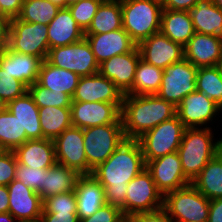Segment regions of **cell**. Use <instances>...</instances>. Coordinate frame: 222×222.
Instances as JSON below:
<instances>
[{"mask_svg":"<svg viewBox=\"0 0 222 222\" xmlns=\"http://www.w3.org/2000/svg\"><path fill=\"white\" fill-rule=\"evenodd\" d=\"M146 168L137 139H126L113 154L92 170L91 175L103 186L106 204L124 214L128 183Z\"/></svg>","mask_w":222,"mask_h":222,"instance_id":"1","label":"cell"},{"mask_svg":"<svg viewBox=\"0 0 222 222\" xmlns=\"http://www.w3.org/2000/svg\"><path fill=\"white\" fill-rule=\"evenodd\" d=\"M176 115V107L157 94H125L121 119L126 139H137L146 131Z\"/></svg>","mask_w":222,"mask_h":222,"instance_id":"2","label":"cell"},{"mask_svg":"<svg viewBox=\"0 0 222 222\" xmlns=\"http://www.w3.org/2000/svg\"><path fill=\"white\" fill-rule=\"evenodd\" d=\"M209 127L186 128L178 155L184 175L192 181L207 163L222 151V139L213 143Z\"/></svg>","mask_w":222,"mask_h":222,"instance_id":"3","label":"cell"},{"mask_svg":"<svg viewBox=\"0 0 222 222\" xmlns=\"http://www.w3.org/2000/svg\"><path fill=\"white\" fill-rule=\"evenodd\" d=\"M162 10L157 0H121L122 26L136 45L160 31Z\"/></svg>","mask_w":222,"mask_h":222,"instance_id":"4","label":"cell"},{"mask_svg":"<svg viewBox=\"0 0 222 222\" xmlns=\"http://www.w3.org/2000/svg\"><path fill=\"white\" fill-rule=\"evenodd\" d=\"M84 150L87 159V175L106 161L126 140L123 123H110L83 129Z\"/></svg>","mask_w":222,"mask_h":222,"instance_id":"5","label":"cell"},{"mask_svg":"<svg viewBox=\"0 0 222 222\" xmlns=\"http://www.w3.org/2000/svg\"><path fill=\"white\" fill-rule=\"evenodd\" d=\"M209 206L210 200L192 184L166 193L163 199V208L174 222H207Z\"/></svg>","mask_w":222,"mask_h":222,"instance_id":"6","label":"cell"},{"mask_svg":"<svg viewBox=\"0 0 222 222\" xmlns=\"http://www.w3.org/2000/svg\"><path fill=\"white\" fill-rule=\"evenodd\" d=\"M185 129L176 114L137 138L145 163L178 151Z\"/></svg>","mask_w":222,"mask_h":222,"instance_id":"7","label":"cell"},{"mask_svg":"<svg viewBox=\"0 0 222 222\" xmlns=\"http://www.w3.org/2000/svg\"><path fill=\"white\" fill-rule=\"evenodd\" d=\"M7 47L16 53L39 57L42 61L49 52L48 25L10 19Z\"/></svg>","mask_w":222,"mask_h":222,"instance_id":"8","label":"cell"},{"mask_svg":"<svg viewBox=\"0 0 222 222\" xmlns=\"http://www.w3.org/2000/svg\"><path fill=\"white\" fill-rule=\"evenodd\" d=\"M198 68L183 58L163 69L162 82L156 93L165 101L177 107L184 97L196 91Z\"/></svg>","mask_w":222,"mask_h":222,"instance_id":"9","label":"cell"},{"mask_svg":"<svg viewBox=\"0 0 222 222\" xmlns=\"http://www.w3.org/2000/svg\"><path fill=\"white\" fill-rule=\"evenodd\" d=\"M46 60L80 77L97 74L99 70V64L85 38L74 44L50 48Z\"/></svg>","mask_w":222,"mask_h":222,"instance_id":"10","label":"cell"},{"mask_svg":"<svg viewBox=\"0 0 222 222\" xmlns=\"http://www.w3.org/2000/svg\"><path fill=\"white\" fill-rule=\"evenodd\" d=\"M126 191L124 216L127 219L134 214L152 212L163 207L164 196L146 168L128 183Z\"/></svg>","mask_w":222,"mask_h":222,"instance_id":"11","label":"cell"},{"mask_svg":"<svg viewBox=\"0 0 222 222\" xmlns=\"http://www.w3.org/2000/svg\"><path fill=\"white\" fill-rule=\"evenodd\" d=\"M122 103L72 101L71 121L74 127L89 128L110 123H122Z\"/></svg>","mask_w":222,"mask_h":222,"instance_id":"12","label":"cell"},{"mask_svg":"<svg viewBox=\"0 0 222 222\" xmlns=\"http://www.w3.org/2000/svg\"><path fill=\"white\" fill-rule=\"evenodd\" d=\"M146 169L151 173L157 189L163 196L191 184V181L183 173L177 151L148 161Z\"/></svg>","mask_w":222,"mask_h":222,"instance_id":"13","label":"cell"},{"mask_svg":"<svg viewBox=\"0 0 222 222\" xmlns=\"http://www.w3.org/2000/svg\"><path fill=\"white\" fill-rule=\"evenodd\" d=\"M53 141L57 163L75 170L80 175H87L83 129L72 126L65 129Z\"/></svg>","mask_w":222,"mask_h":222,"instance_id":"14","label":"cell"},{"mask_svg":"<svg viewBox=\"0 0 222 222\" xmlns=\"http://www.w3.org/2000/svg\"><path fill=\"white\" fill-rule=\"evenodd\" d=\"M141 59L150 65L165 69L184 58L183 47L161 31L137 45Z\"/></svg>","mask_w":222,"mask_h":222,"instance_id":"15","label":"cell"},{"mask_svg":"<svg viewBox=\"0 0 222 222\" xmlns=\"http://www.w3.org/2000/svg\"><path fill=\"white\" fill-rule=\"evenodd\" d=\"M141 59L138 47L131 52L116 55L99 64L98 73L115 83L123 95H131L136 67Z\"/></svg>","mask_w":222,"mask_h":222,"instance_id":"16","label":"cell"},{"mask_svg":"<svg viewBox=\"0 0 222 222\" xmlns=\"http://www.w3.org/2000/svg\"><path fill=\"white\" fill-rule=\"evenodd\" d=\"M9 193V213L18 221H37L43 211V199L23 182L14 179L7 185Z\"/></svg>","mask_w":222,"mask_h":222,"instance_id":"17","label":"cell"},{"mask_svg":"<svg viewBox=\"0 0 222 222\" xmlns=\"http://www.w3.org/2000/svg\"><path fill=\"white\" fill-rule=\"evenodd\" d=\"M123 97L113 81L97 73L80 77L72 101L122 103Z\"/></svg>","mask_w":222,"mask_h":222,"instance_id":"18","label":"cell"},{"mask_svg":"<svg viewBox=\"0 0 222 222\" xmlns=\"http://www.w3.org/2000/svg\"><path fill=\"white\" fill-rule=\"evenodd\" d=\"M98 64L109 58L131 52L137 45L123 29L102 34H84Z\"/></svg>","mask_w":222,"mask_h":222,"instance_id":"19","label":"cell"},{"mask_svg":"<svg viewBox=\"0 0 222 222\" xmlns=\"http://www.w3.org/2000/svg\"><path fill=\"white\" fill-rule=\"evenodd\" d=\"M220 110L222 109L204 93L195 91L183 98L176 107V114L186 128H195L210 121Z\"/></svg>","mask_w":222,"mask_h":222,"instance_id":"20","label":"cell"},{"mask_svg":"<svg viewBox=\"0 0 222 222\" xmlns=\"http://www.w3.org/2000/svg\"><path fill=\"white\" fill-rule=\"evenodd\" d=\"M184 58L195 67H213L222 59V40L195 32L183 47Z\"/></svg>","mask_w":222,"mask_h":222,"instance_id":"21","label":"cell"},{"mask_svg":"<svg viewBox=\"0 0 222 222\" xmlns=\"http://www.w3.org/2000/svg\"><path fill=\"white\" fill-rule=\"evenodd\" d=\"M42 62L39 57L16 53L8 47L0 51V67L27 87L37 81Z\"/></svg>","mask_w":222,"mask_h":222,"instance_id":"22","label":"cell"},{"mask_svg":"<svg viewBox=\"0 0 222 222\" xmlns=\"http://www.w3.org/2000/svg\"><path fill=\"white\" fill-rule=\"evenodd\" d=\"M17 163L32 168L48 169L57 163L52 139L27 140L14 151Z\"/></svg>","mask_w":222,"mask_h":222,"instance_id":"23","label":"cell"},{"mask_svg":"<svg viewBox=\"0 0 222 222\" xmlns=\"http://www.w3.org/2000/svg\"><path fill=\"white\" fill-rule=\"evenodd\" d=\"M74 192L79 220L93 215L106 203L104 188L92 175H81Z\"/></svg>","mask_w":222,"mask_h":222,"instance_id":"24","label":"cell"},{"mask_svg":"<svg viewBox=\"0 0 222 222\" xmlns=\"http://www.w3.org/2000/svg\"><path fill=\"white\" fill-rule=\"evenodd\" d=\"M84 38L69 8H60L54 19L48 24L49 49L77 43Z\"/></svg>","mask_w":222,"mask_h":222,"instance_id":"25","label":"cell"},{"mask_svg":"<svg viewBox=\"0 0 222 222\" xmlns=\"http://www.w3.org/2000/svg\"><path fill=\"white\" fill-rule=\"evenodd\" d=\"M7 109L16 116L22 131H26L28 140L43 139L39 107L35 104L33 97L28 91L15 100L9 101Z\"/></svg>","mask_w":222,"mask_h":222,"instance_id":"26","label":"cell"},{"mask_svg":"<svg viewBox=\"0 0 222 222\" xmlns=\"http://www.w3.org/2000/svg\"><path fill=\"white\" fill-rule=\"evenodd\" d=\"M194 31L222 40V10L212 0H199L189 11Z\"/></svg>","mask_w":222,"mask_h":222,"instance_id":"27","label":"cell"},{"mask_svg":"<svg viewBox=\"0 0 222 222\" xmlns=\"http://www.w3.org/2000/svg\"><path fill=\"white\" fill-rule=\"evenodd\" d=\"M160 31L175 43L184 47L195 34L188 11L163 9Z\"/></svg>","mask_w":222,"mask_h":222,"instance_id":"28","label":"cell"},{"mask_svg":"<svg viewBox=\"0 0 222 222\" xmlns=\"http://www.w3.org/2000/svg\"><path fill=\"white\" fill-rule=\"evenodd\" d=\"M79 79L78 74L56 67L45 59L40 66L37 82L53 92L62 91L72 98Z\"/></svg>","mask_w":222,"mask_h":222,"instance_id":"29","label":"cell"},{"mask_svg":"<svg viewBox=\"0 0 222 222\" xmlns=\"http://www.w3.org/2000/svg\"><path fill=\"white\" fill-rule=\"evenodd\" d=\"M80 176L75 170L56 163L44 172L43 190L39 195L44 200L60 193L75 191Z\"/></svg>","mask_w":222,"mask_h":222,"instance_id":"30","label":"cell"},{"mask_svg":"<svg viewBox=\"0 0 222 222\" xmlns=\"http://www.w3.org/2000/svg\"><path fill=\"white\" fill-rule=\"evenodd\" d=\"M191 184L209 200L222 198V151H220Z\"/></svg>","mask_w":222,"mask_h":222,"instance_id":"31","label":"cell"},{"mask_svg":"<svg viewBox=\"0 0 222 222\" xmlns=\"http://www.w3.org/2000/svg\"><path fill=\"white\" fill-rule=\"evenodd\" d=\"M121 28V0H104L84 34H102Z\"/></svg>","mask_w":222,"mask_h":222,"instance_id":"32","label":"cell"},{"mask_svg":"<svg viewBox=\"0 0 222 222\" xmlns=\"http://www.w3.org/2000/svg\"><path fill=\"white\" fill-rule=\"evenodd\" d=\"M43 138L54 140L65 129L72 127L70 107H39Z\"/></svg>","mask_w":222,"mask_h":222,"instance_id":"33","label":"cell"},{"mask_svg":"<svg viewBox=\"0 0 222 222\" xmlns=\"http://www.w3.org/2000/svg\"><path fill=\"white\" fill-rule=\"evenodd\" d=\"M163 69L139 60L131 87V95L156 94L161 86Z\"/></svg>","mask_w":222,"mask_h":222,"instance_id":"34","label":"cell"},{"mask_svg":"<svg viewBox=\"0 0 222 222\" xmlns=\"http://www.w3.org/2000/svg\"><path fill=\"white\" fill-rule=\"evenodd\" d=\"M59 10L60 7L49 0H24L17 18L28 23L48 25Z\"/></svg>","mask_w":222,"mask_h":222,"instance_id":"35","label":"cell"},{"mask_svg":"<svg viewBox=\"0 0 222 222\" xmlns=\"http://www.w3.org/2000/svg\"><path fill=\"white\" fill-rule=\"evenodd\" d=\"M26 131H22L21 125L8 109L0 113V143L7 151H14L26 142Z\"/></svg>","mask_w":222,"mask_h":222,"instance_id":"36","label":"cell"},{"mask_svg":"<svg viewBox=\"0 0 222 222\" xmlns=\"http://www.w3.org/2000/svg\"><path fill=\"white\" fill-rule=\"evenodd\" d=\"M196 91L204 93L222 109V78L217 66L198 68Z\"/></svg>","mask_w":222,"mask_h":222,"instance_id":"37","label":"cell"},{"mask_svg":"<svg viewBox=\"0 0 222 222\" xmlns=\"http://www.w3.org/2000/svg\"><path fill=\"white\" fill-rule=\"evenodd\" d=\"M28 92L38 107H71L72 98L68 94L62 91L53 92L41 86L37 81L28 87Z\"/></svg>","mask_w":222,"mask_h":222,"instance_id":"38","label":"cell"},{"mask_svg":"<svg viewBox=\"0 0 222 222\" xmlns=\"http://www.w3.org/2000/svg\"><path fill=\"white\" fill-rule=\"evenodd\" d=\"M42 213H77L75 192H65L45 198Z\"/></svg>","mask_w":222,"mask_h":222,"instance_id":"39","label":"cell"},{"mask_svg":"<svg viewBox=\"0 0 222 222\" xmlns=\"http://www.w3.org/2000/svg\"><path fill=\"white\" fill-rule=\"evenodd\" d=\"M104 0H79L68 8L79 27L85 32L90 26L98 7Z\"/></svg>","mask_w":222,"mask_h":222,"instance_id":"40","label":"cell"},{"mask_svg":"<svg viewBox=\"0 0 222 222\" xmlns=\"http://www.w3.org/2000/svg\"><path fill=\"white\" fill-rule=\"evenodd\" d=\"M28 87L0 67V96L8 103L22 96Z\"/></svg>","mask_w":222,"mask_h":222,"instance_id":"41","label":"cell"},{"mask_svg":"<svg viewBox=\"0 0 222 222\" xmlns=\"http://www.w3.org/2000/svg\"><path fill=\"white\" fill-rule=\"evenodd\" d=\"M46 169L32 168L17 163L15 179L23 182V184L37 193L43 190L44 172Z\"/></svg>","mask_w":222,"mask_h":222,"instance_id":"42","label":"cell"},{"mask_svg":"<svg viewBox=\"0 0 222 222\" xmlns=\"http://www.w3.org/2000/svg\"><path fill=\"white\" fill-rule=\"evenodd\" d=\"M121 209L104 204L93 215L80 219L79 222H127Z\"/></svg>","mask_w":222,"mask_h":222,"instance_id":"43","label":"cell"},{"mask_svg":"<svg viewBox=\"0 0 222 222\" xmlns=\"http://www.w3.org/2000/svg\"><path fill=\"white\" fill-rule=\"evenodd\" d=\"M17 159L13 151L0 156V185L7 186L15 179Z\"/></svg>","mask_w":222,"mask_h":222,"instance_id":"44","label":"cell"},{"mask_svg":"<svg viewBox=\"0 0 222 222\" xmlns=\"http://www.w3.org/2000/svg\"><path fill=\"white\" fill-rule=\"evenodd\" d=\"M128 222H174L162 207L152 212H140L132 215Z\"/></svg>","mask_w":222,"mask_h":222,"instance_id":"45","label":"cell"},{"mask_svg":"<svg viewBox=\"0 0 222 222\" xmlns=\"http://www.w3.org/2000/svg\"><path fill=\"white\" fill-rule=\"evenodd\" d=\"M24 0H0V14L9 19L17 18Z\"/></svg>","mask_w":222,"mask_h":222,"instance_id":"46","label":"cell"},{"mask_svg":"<svg viewBox=\"0 0 222 222\" xmlns=\"http://www.w3.org/2000/svg\"><path fill=\"white\" fill-rule=\"evenodd\" d=\"M39 222H79L77 213H42Z\"/></svg>","mask_w":222,"mask_h":222,"instance_id":"47","label":"cell"},{"mask_svg":"<svg viewBox=\"0 0 222 222\" xmlns=\"http://www.w3.org/2000/svg\"><path fill=\"white\" fill-rule=\"evenodd\" d=\"M199 0H164L163 9L189 11Z\"/></svg>","mask_w":222,"mask_h":222,"instance_id":"48","label":"cell"},{"mask_svg":"<svg viewBox=\"0 0 222 222\" xmlns=\"http://www.w3.org/2000/svg\"><path fill=\"white\" fill-rule=\"evenodd\" d=\"M207 222H222V198L210 200Z\"/></svg>","mask_w":222,"mask_h":222,"instance_id":"49","label":"cell"},{"mask_svg":"<svg viewBox=\"0 0 222 222\" xmlns=\"http://www.w3.org/2000/svg\"><path fill=\"white\" fill-rule=\"evenodd\" d=\"M10 19L0 14V51L8 45Z\"/></svg>","mask_w":222,"mask_h":222,"instance_id":"50","label":"cell"},{"mask_svg":"<svg viewBox=\"0 0 222 222\" xmlns=\"http://www.w3.org/2000/svg\"><path fill=\"white\" fill-rule=\"evenodd\" d=\"M9 211V193L7 186L0 185V213Z\"/></svg>","mask_w":222,"mask_h":222,"instance_id":"51","label":"cell"},{"mask_svg":"<svg viewBox=\"0 0 222 222\" xmlns=\"http://www.w3.org/2000/svg\"><path fill=\"white\" fill-rule=\"evenodd\" d=\"M14 219L16 220V218L12 216L9 212L0 213V222H14Z\"/></svg>","mask_w":222,"mask_h":222,"instance_id":"52","label":"cell"},{"mask_svg":"<svg viewBox=\"0 0 222 222\" xmlns=\"http://www.w3.org/2000/svg\"><path fill=\"white\" fill-rule=\"evenodd\" d=\"M60 8H66V0H49Z\"/></svg>","mask_w":222,"mask_h":222,"instance_id":"53","label":"cell"},{"mask_svg":"<svg viewBox=\"0 0 222 222\" xmlns=\"http://www.w3.org/2000/svg\"><path fill=\"white\" fill-rule=\"evenodd\" d=\"M8 103L0 96V113L7 110Z\"/></svg>","mask_w":222,"mask_h":222,"instance_id":"54","label":"cell"},{"mask_svg":"<svg viewBox=\"0 0 222 222\" xmlns=\"http://www.w3.org/2000/svg\"><path fill=\"white\" fill-rule=\"evenodd\" d=\"M212 3L222 10V0H212Z\"/></svg>","mask_w":222,"mask_h":222,"instance_id":"55","label":"cell"},{"mask_svg":"<svg viewBox=\"0 0 222 222\" xmlns=\"http://www.w3.org/2000/svg\"><path fill=\"white\" fill-rule=\"evenodd\" d=\"M79 0H66V8L69 7L70 5L75 4L76 2H78Z\"/></svg>","mask_w":222,"mask_h":222,"instance_id":"56","label":"cell"},{"mask_svg":"<svg viewBox=\"0 0 222 222\" xmlns=\"http://www.w3.org/2000/svg\"><path fill=\"white\" fill-rule=\"evenodd\" d=\"M216 66H217V68L220 72L221 78H222V59L218 62V64Z\"/></svg>","mask_w":222,"mask_h":222,"instance_id":"57","label":"cell"},{"mask_svg":"<svg viewBox=\"0 0 222 222\" xmlns=\"http://www.w3.org/2000/svg\"><path fill=\"white\" fill-rule=\"evenodd\" d=\"M7 150L4 148V146L0 143V156L3 155Z\"/></svg>","mask_w":222,"mask_h":222,"instance_id":"58","label":"cell"},{"mask_svg":"<svg viewBox=\"0 0 222 222\" xmlns=\"http://www.w3.org/2000/svg\"><path fill=\"white\" fill-rule=\"evenodd\" d=\"M18 222H39V220H37V221H18Z\"/></svg>","mask_w":222,"mask_h":222,"instance_id":"59","label":"cell"}]
</instances>
